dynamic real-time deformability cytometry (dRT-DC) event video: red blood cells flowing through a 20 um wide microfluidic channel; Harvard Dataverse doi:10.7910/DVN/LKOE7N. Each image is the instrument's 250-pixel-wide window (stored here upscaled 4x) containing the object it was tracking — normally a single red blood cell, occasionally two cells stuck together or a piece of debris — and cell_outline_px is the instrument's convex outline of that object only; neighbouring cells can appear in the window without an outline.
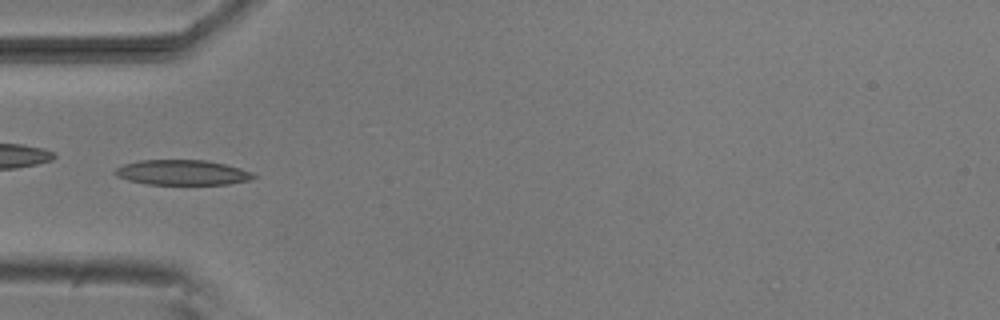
{"species": "common noctule bat (a hibernating species)", "species_latin": "Nyctalus noctula", "temperature_condition": "room temperature", "stored_images_in_passage": 50, "camera_frame_rate_fps": 3000, "um_per_image_px": 0.085, "animal": {"sex": "male", "body_mass_g": 20.5, "forearm_length_mm": 52.5}, "frame": {"image": 1, "passage_image": 15, "time_ms": 4.667, "image_size_px": [1000, 320], "cell_outline_px": [[256, 176], [248, 180], [228, 184], [148, 184], [128, 180], [116, 176], [112, 172], [116, 168], [124, 164], [140, 160], [208, 160], [240, 168], [252, 172]], "centroid_in_image_um": [15.46, 14.66], "position_along_channel_um": 69.5, "area_um2": 20.17}}